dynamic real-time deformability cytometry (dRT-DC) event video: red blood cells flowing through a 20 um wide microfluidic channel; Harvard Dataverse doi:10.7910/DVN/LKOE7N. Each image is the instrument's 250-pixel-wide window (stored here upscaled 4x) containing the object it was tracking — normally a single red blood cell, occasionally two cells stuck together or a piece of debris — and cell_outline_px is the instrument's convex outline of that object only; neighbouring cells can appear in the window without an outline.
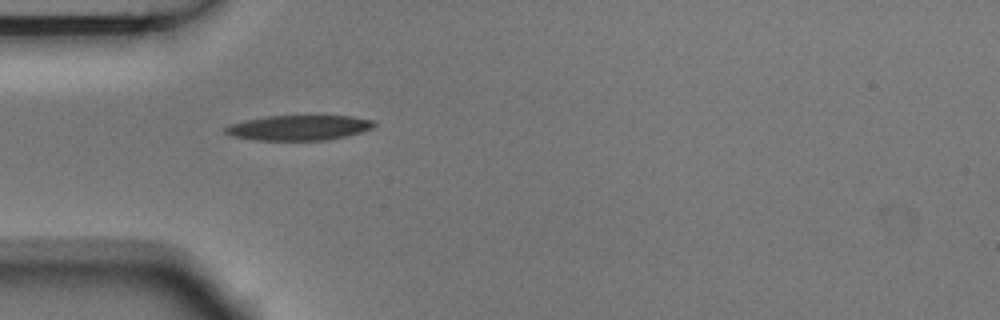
{"species": "Egyptian fruit bat (a non-hibernating species)", "species_latin": "Rousettus aegyptiacus", "temperature_condition": "room temperature", "stored_images_in_passage": 3, "camera_frame_rate_fps": 3000, "um_per_image_px": 0.085, "animal": {"sex": "male"}, "frame": {"image": 1, "passage_image": 1, "time_ms": 0.0, "image_size_px": [1000, 320], "cell_outline_px": [[376, 124], [372, 128], [360, 132], [328, 140], [256, 140], [232, 136], [224, 132], [224, 128], [232, 124], [248, 120], [268, 116], [352, 116], [376, 120]], "centroid_in_image_um": [25.45, 10.85], "position_along_channel_um": 59.6, "area_um2": 21.56}}
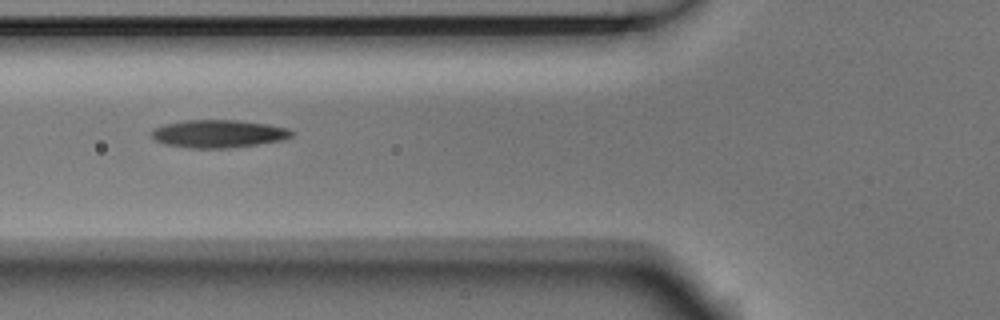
{"frame": {"image": 2, "passage_image": 2, "time_ms": 0.333, "image_size_px": [1000, 320], "cell_outline_px": [[296, 132], [292, 136], [284, 140], [228, 148], [192, 148], [164, 144], [156, 140], [152, 136], [152, 132], [156, 128], [164, 124], [184, 120], [236, 120], [268, 124], [288, 128]], "centroid_in_image_um": [18.61, 11.36], "position_along_channel_um": 107.2, "area_um2": 22.66}}
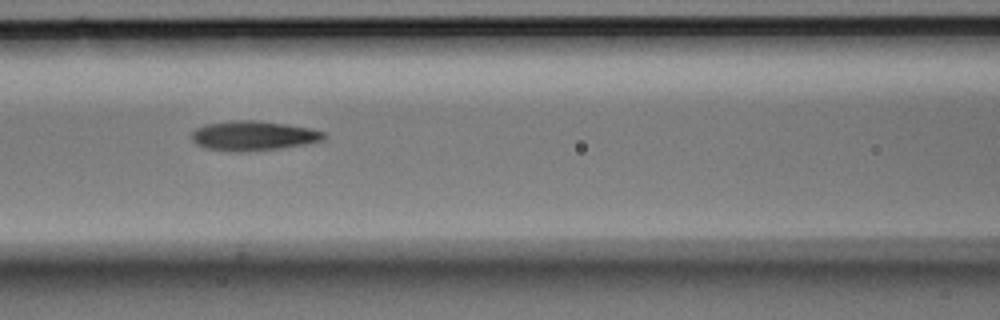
{"frame": {"image": 3, "passage_image": 3, "time_ms": 0.667, "image_size_px": [1000, 320], "cell_outline_px": [[328, 136], [324, 140], [308, 144], [284, 148], [244, 152], [236, 152], [208, 148], [196, 144], [192, 140], [192, 132], [196, 128], [204, 124], [232, 120], [256, 120], [284, 124], [308, 128], [324, 132]], "centroid_in_image_um": [21.55, 11.54], "position_along_channel_um": 145.0, "area_um2": 23.0}}